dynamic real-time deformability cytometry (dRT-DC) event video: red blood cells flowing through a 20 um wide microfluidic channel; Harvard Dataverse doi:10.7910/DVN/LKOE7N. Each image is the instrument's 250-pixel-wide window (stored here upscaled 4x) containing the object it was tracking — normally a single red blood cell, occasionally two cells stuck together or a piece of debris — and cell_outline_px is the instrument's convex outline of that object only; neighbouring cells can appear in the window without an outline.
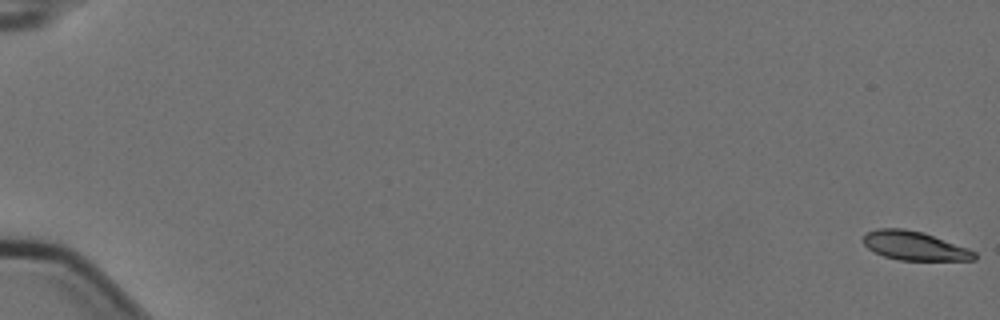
{"species": "Egyptian fruit bat (a non-hibernating species)", "species_latin": "Rousettus aegyptiacus", "temperature_condition": "cold", "stored_images_in_passage": 10, "camera_frame_rate_fps": 3000, "um_per_image_px": 0.085, "animal": {"sex": "female"}, "frame": {"image": 1, "passage_image": 1, "time_ms": 0.0, "image_size_px": [1000, 320], "cell_outline_px": [[976, 260], [900, 260], [884, 256], [868, 248], [864, 244], [864, 236], [868, 232], [876, 228], [904, 228], [924, 232], [968, 248], [976, 252]], "centroid_in_image_um": [77.76, 20.88], "position_along_channel_um": 7.2, "area_um2": 18.67}}
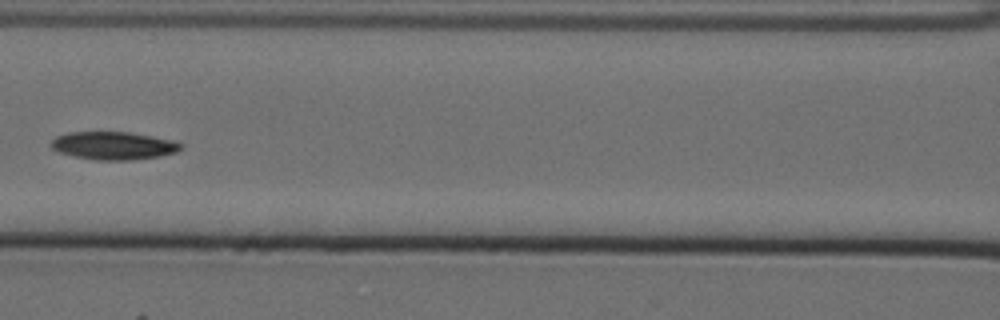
{"frame": {"image": 2, "passage_image": 9, "time_ms": 2.667, "image_size_px": [1000, 320], "cell_outline_px": [[184, 148], [176, 152], [160, 156], [132, 160], [92, 160], [60, 152], [52, 148], [48, 144], [56, 136], [68, 132], [128, 132], [176, 140], [184, 144]], "centroid_in_image_um": [9.69, 12.38], "position_along_channel_um": 156.9, "area_um2": 21.33}}
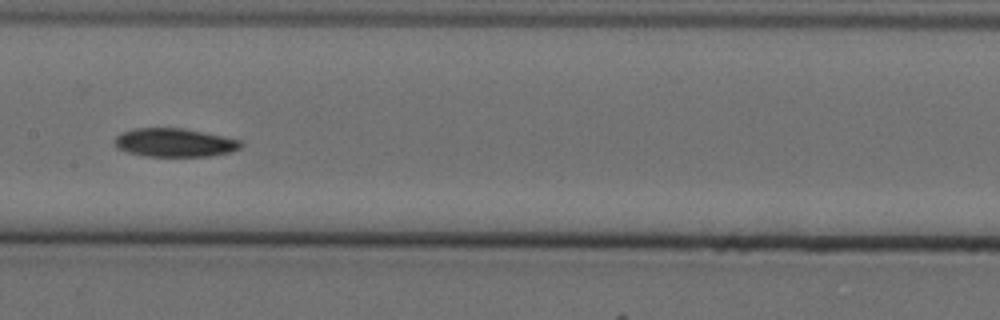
{"frame": {"image": 3, "passage_image": 10, "time_ms": 3.0, "image_size_px": [1000, 320], "cell_outline_px": [[244, 144], [240, 148], [228, 152], [212, 156], [144, 156], [128, 152], [116, 148], [112, 144], [116, 136], [120, 132], [136, 128], [184, 128], [240, 140]], "centroid_in_image_um": [14.78, 12.12], "position_along_channel_um": 192.6, "area_um2": 21.04}}